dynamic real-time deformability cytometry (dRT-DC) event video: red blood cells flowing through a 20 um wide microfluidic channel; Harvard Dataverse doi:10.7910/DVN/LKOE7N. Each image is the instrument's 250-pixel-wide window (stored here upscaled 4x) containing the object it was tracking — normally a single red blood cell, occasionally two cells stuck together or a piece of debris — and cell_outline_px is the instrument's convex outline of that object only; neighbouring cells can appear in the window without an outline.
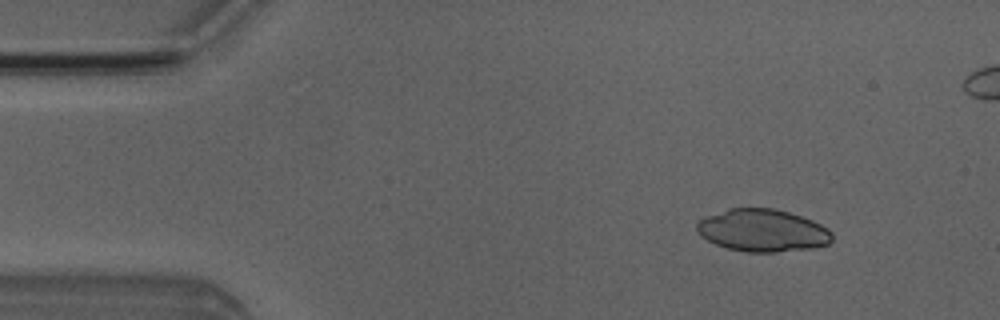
{"species": "Egyptian fruit bat (a non-hibernating species)", "species_latin": "Rousettus aegyptiacus", "temperature_condition": "room temperature", "stored_images_in_passage": 5, "camera_frame_rate_fps": 3000, "um_per_image_px": 0.085, "animal": {"sex": "male"}, "frame": {"image": 1, "passage_image": 2, "time_ms": 1.333, "image_size_px": [1000, 320], "cell_outline_px": [[832, 240], [828, 244], [812, 248], [776, 252], [748, 252], [728, 248], [716, 244], [708, 240], [696, 232], [696, 224], [700, 220], [708, 216], [728, 208], [772, 208], [788, 212], [812, 220], [828, 228], [832, 232]], "centroid_in_image_um": [64.83, 19.59], "position_along_channel_um": 20.2, "area_um2": 33.29}}